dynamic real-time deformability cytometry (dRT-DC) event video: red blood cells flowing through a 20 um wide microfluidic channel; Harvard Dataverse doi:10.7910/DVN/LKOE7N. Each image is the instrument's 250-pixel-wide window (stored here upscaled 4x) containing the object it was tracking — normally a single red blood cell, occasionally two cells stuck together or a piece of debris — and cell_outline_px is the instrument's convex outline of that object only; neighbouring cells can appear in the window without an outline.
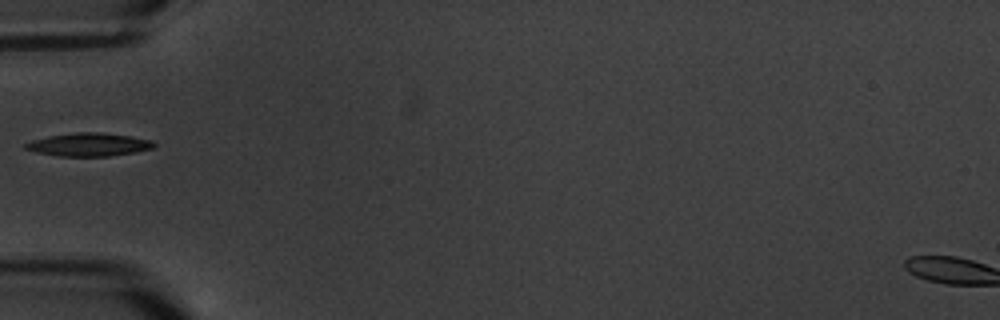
{"species": "common noctule bat (a hibernating species)", "species_latin": "Nyctalus noctula", "temperature_condition": "warm", "stored_images_in_passage": 1, "camera_frame_rate_fps": 3000, "um_per_image_px": 0.085, "animal": {"sex": "male", "body_mass_g": 20.1, "forearm_length_mm": 53.5}, "frame": {"image": 1, "passage_image": 1, "time_ms": 0.0, "image_size_px": [1000, 320], "cell_outline_px": [[156, 144], [152, 148], [136, 152], [108, 156], [60, 156], [36, 152], [24, 148], [24, 144], [32, 140], [48, 136], [76, 132], [104, 132], [132, 136], [152, 140]], "centroid_in_image_um": [7.57, 12.28], "position_along_channel_um": 77.4, "area_um2": 17.4}}